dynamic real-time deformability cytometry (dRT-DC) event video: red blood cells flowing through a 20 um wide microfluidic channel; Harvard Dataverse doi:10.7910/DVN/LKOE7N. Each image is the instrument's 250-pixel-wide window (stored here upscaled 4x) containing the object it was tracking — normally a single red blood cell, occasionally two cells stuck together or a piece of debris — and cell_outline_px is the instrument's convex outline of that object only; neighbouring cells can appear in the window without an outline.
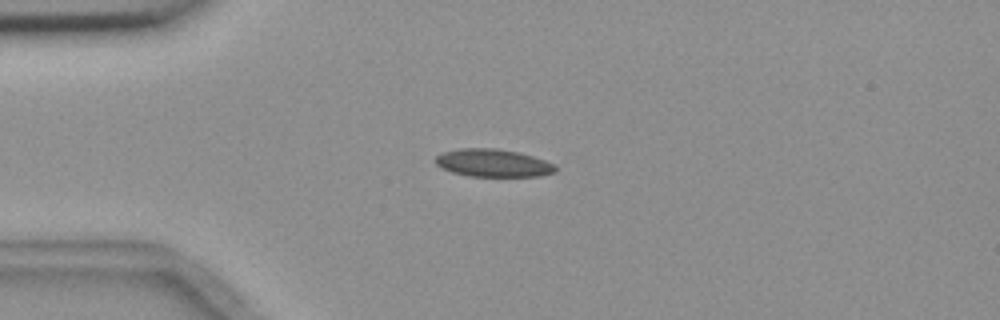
{"species": "common noctule bat (a hibernating species)", "species_latin": "Nyctalus noctula", "temperature_condition": "room temperature", "stored_images_in_passage": 5, "camera_frame_rate_fps": 3000, "um_per_image_px": 0.085, "animal": {"sex": "female", "body_mass_g": 18.4}, "frame": {"image": 1, "passage_image": 2, "time_ms": 1.333, "image_size_px": [1000, 320], "cell_outline_px": [[556, 172], [540, 176], [468, 176], [452, 172], [440, 168], [436, 164], [436, 156], [444, 152], [460, 148], [496, 148], [516, 152], [532, 156], [544, 160], [552, 164], [556, 168]], "centroid_in_image_um": [41.88, 13.86], "position_along_channel_um": 43.1, "area_um2": 19.25}}